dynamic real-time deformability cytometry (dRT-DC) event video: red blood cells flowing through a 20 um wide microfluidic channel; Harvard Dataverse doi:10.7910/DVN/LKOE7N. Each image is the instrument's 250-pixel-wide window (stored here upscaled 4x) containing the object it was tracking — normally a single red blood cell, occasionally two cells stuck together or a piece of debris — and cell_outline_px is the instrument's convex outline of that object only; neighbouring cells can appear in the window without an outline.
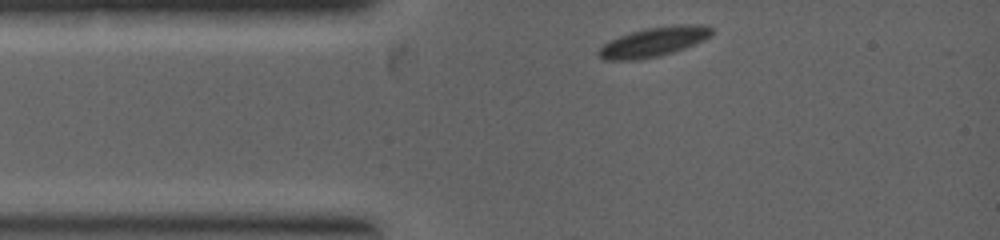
{"species": "common noctule bat (a hibernating species)", "species_latin": "Nyctalus noctula", "temperature_condition": "warm", "stored_images_in_passage": 7, "camera_frame_rate_fps": 5000, "um_per_image_px": 0.085, "animal": {"sex": "female", "body_mass_g": 19.0, "forearm_length_mm": 53.3}, "frame": {"image": 1, "passage_image": 1, "time_ms": 0.0, "image_size_px": [1000, 240], "cell_outline_px": [[712, 36], [704, 40], [684, 48], [660, 56], [632, 60], [604, 60], [596, 52], [608, 40], [644, 28], [672, 24], [708, 24], [712, 28]], "centroid_in_image_um": [55.6, 3.54], "position_along_channel_um": 29.4, "area_um2": 19.59}}
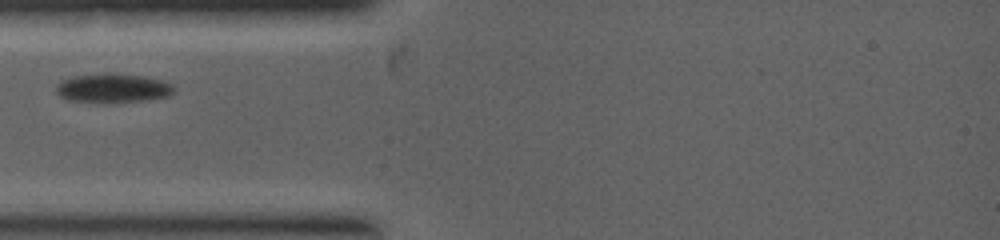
{"frame": {"image": 2, "passage_image": 4, "time_ms": 1.0, "image_size_px": [1000, 240], "cell_outline_px": [[176, 88], [168, 96], [148, 100], [104, 104], [100, 104], [64, 100], [56, 92], [56, 84], [72, 76], [104, 72], [140, 76], [160, 80], [172, 84]], "centroid_in_image_um": [9.53, 7.52], "position_along_channel_um": 75.5, "area_um2": 20.52}}
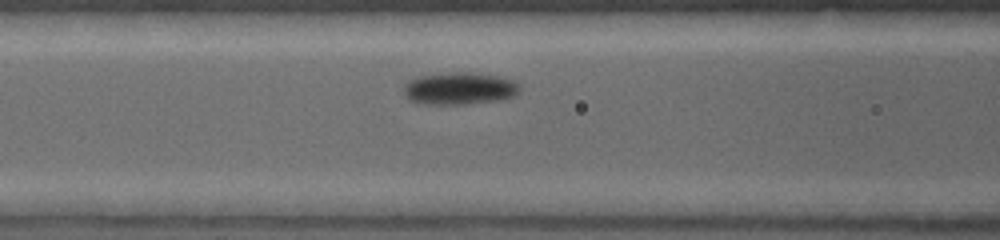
{"frame": {"image": 3, "passage_image": 6, "time_ms": 1.8, "image_size_px": [1000, 240], "cell_outline_px": [[520, 92], [512, 96], [496, 100], [464, 104], [420, 104], [408, 100], [404, 96], [404, 84], [408, 80], [416, 76], [440, 72], [472, 72], [496, 76], [512, 80], [520, 84]], "centroid_in_image_um": [38.98, 7.5], "position_along_channel_um": 127.6, "area_um2": 22.14}}